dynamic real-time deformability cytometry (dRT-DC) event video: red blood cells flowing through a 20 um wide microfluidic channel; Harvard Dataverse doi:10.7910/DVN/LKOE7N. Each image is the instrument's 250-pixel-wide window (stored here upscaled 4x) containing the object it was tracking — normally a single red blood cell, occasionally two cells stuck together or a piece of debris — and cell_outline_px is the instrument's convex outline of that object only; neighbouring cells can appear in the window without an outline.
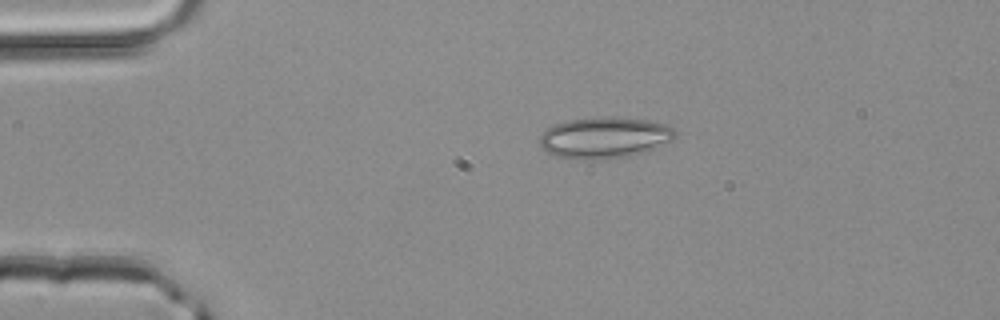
{"species": "common noctule bat (a hibernating species)", "species_latin": "Nyctalus noctula", "temperature_condition": "room temperature", "stored_images_in_passage": 2, "camera_frame_rate_fps": 3000, "um_per_image_px": 0.085, "animal": {"sex": "male", "body_mass_g": 20.4}, "frame": {"image": 1, "passage_image": 1, "time_ms": 0.0, "image_size_px": [1000, 320], "cell_outline_px": [[676, 136], [672, 140], [656, 148], [644, 152], [628, 156], [596, 160], [588, 160], [556, 156], [544, 152], [540, 148], [540, 136], [552, 124], [568, 120], [608, 116], [612, 116], [648, 120], [668, 124], [676, 132]], "centroid_in_image_um": [51.38, 11.7], "position_along_channel_um": 33.6, "area_um2": 32.89}}